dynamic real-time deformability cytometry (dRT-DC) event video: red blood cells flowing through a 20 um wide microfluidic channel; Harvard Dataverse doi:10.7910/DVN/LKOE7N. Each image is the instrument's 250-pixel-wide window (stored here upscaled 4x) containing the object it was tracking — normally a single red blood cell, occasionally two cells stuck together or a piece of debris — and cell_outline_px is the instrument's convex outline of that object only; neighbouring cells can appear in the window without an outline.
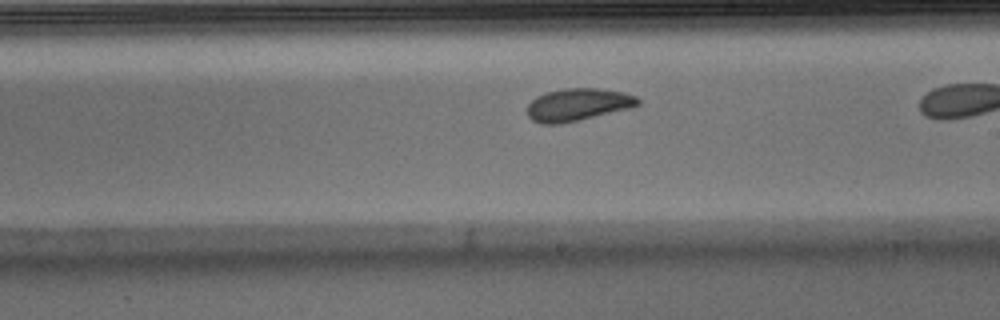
{"species": "Egyptian fruit bat (a non-hibernating species)", "species_latin": "Rousettus aegyptiacus", "temperature_condition": "warm", "stored_images_in_passage": 25, "camera_frame_rate_fps": 3000, "um_per_image_px": 0.085, "animal": {"sex": "male"}, "frame": {"image": 1, "passage_image": 15, "time_ms": 4.667, "image_size_px": [1000, 320], "cell_outline_px": [[640, 104], [628, 108], [580, 120], [560, 124], [540, 124], [532, 120], [528, 116], [528, 104], [536, 96], [548, 92], [564, 88], [600, 88], [624, 92], [636, 96], [640, 100]], "centroid_in_image_um": [49.11, 8.89], "position_along_channel_um": 239.9, "area_um2": 20.92}}
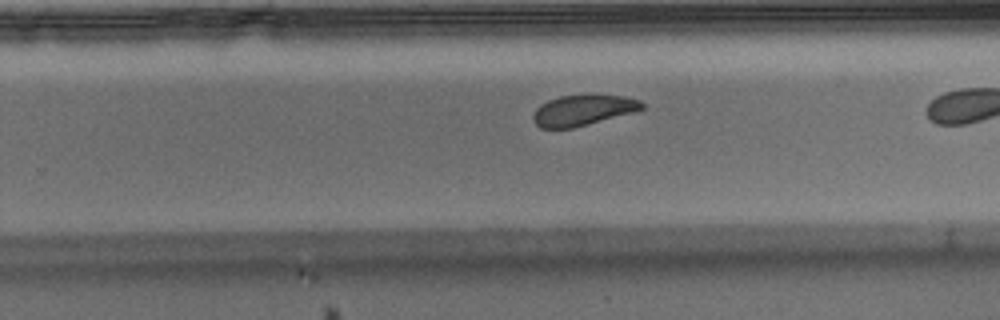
{"frame": {"image": 2, "passage_image": 18, "time_ms": 5.667, "image_size_px": [1000, 320], "cell_outline_px": [[644, 108], [636, 112], [572, 128], [540, 128], [532, 120], [532, 116], [536, 108], [540, 104], [548, 100], [560, 96], [624, 96], [640, 100], [644, 104]], "centroid_in_image_um": [49.54, 9.39], "position_along_channel_um": 280.3, "area_um2": 19.25}}